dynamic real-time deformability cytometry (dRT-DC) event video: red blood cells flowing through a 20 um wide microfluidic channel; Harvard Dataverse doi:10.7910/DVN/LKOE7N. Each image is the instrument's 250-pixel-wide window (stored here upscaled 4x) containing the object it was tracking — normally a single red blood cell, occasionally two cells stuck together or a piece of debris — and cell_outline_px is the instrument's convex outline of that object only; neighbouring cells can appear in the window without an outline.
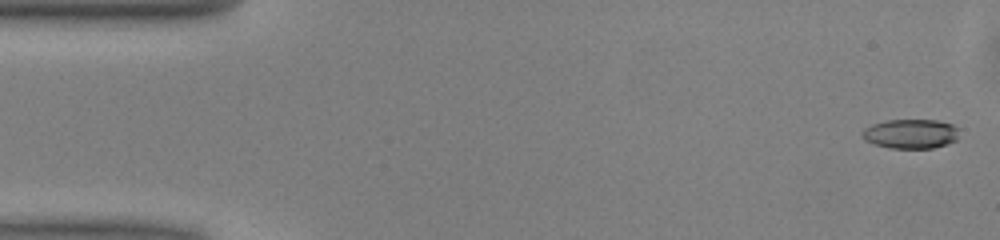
{"species": "common noctule bat (a hibernating species)", "species_latin": "Nyctalus noctula", "temperature_condition": "warm", "stored_images_in_passage": 51, "camera_frame_rate_fps": 3000, "um_per_image_px": 0.085, "animal": {"sex": "male", "body_mass_g": 13.0, "forearm_length_mm": 53.1}, "frame": {"image": 1, "passage_image": 2, "time_ms": 0.333, "image_size_px": [1000, 240], "cell_outline_px": [[956, 140], [948, 144], [932, 148], [888, 148], [864, 140], [860, 136], [860, 132], [864, 128], [872, 124], [888, 120], [936, 120], [952, 124], [956, 128]], "centroid_in_image_um": [77.35, 11.37], "position_along_channel_um": 7.7, "area_um2": 16.59}}
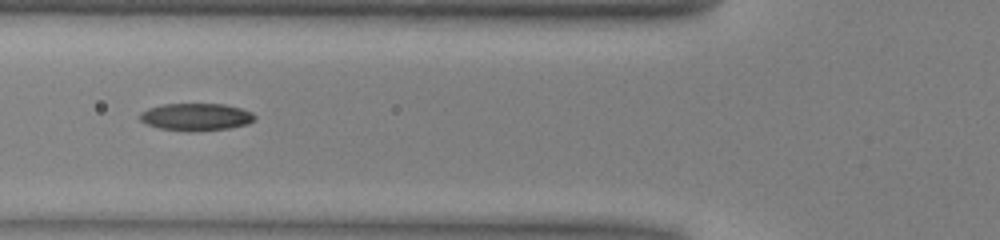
{"frame": {"image": 2, "passage_image": 19, "time_ms": 6.0, "image_size_px": [1000, 240], "cell_outline_px": [[256, 116], [248, 124], [228, 128], [192, 132], [188, 132], [160, 128], [148, 124], [140, 120], [140, 112], [148, 108], [164, 104], [224, 104], [240, 108], [252, 112]], "centroid_in_image_um": [16.66, 9.94], "position_along_channel_um": 109.1, "area_um2": 18.26}}
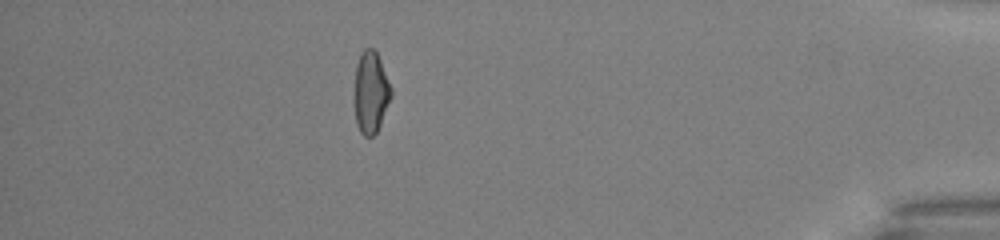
{"frame": {"image": 3, "passage_image": 45, "time_ms": 14.667, "image_size_px": [1000, 240], "cell_outline_px": [[392, 96], [380, 124], [376, 132], [372, 136], [364, 136], [360, 132], [356, 124], [352, 100], [352, 96], [356, 64], [364, 48], [372, 48], [376, 52], [380, 60], [392, 88]], "centroid_in_image_um": [31.47, 7.86], "position_along_channel_um": 403.7, "area_um2": 17.98}, "authors_computed_cell_mechanics": {"area_um2": 17.7446, "velocity_mm_per_s": 4.0429, "shape_relaxation_time_tau1_ms": null, "shape_relaxation_time_tau2_ms": 7.4925, "deformation_change_tau1": null, "deformation_change_tau2": 0.1563}}